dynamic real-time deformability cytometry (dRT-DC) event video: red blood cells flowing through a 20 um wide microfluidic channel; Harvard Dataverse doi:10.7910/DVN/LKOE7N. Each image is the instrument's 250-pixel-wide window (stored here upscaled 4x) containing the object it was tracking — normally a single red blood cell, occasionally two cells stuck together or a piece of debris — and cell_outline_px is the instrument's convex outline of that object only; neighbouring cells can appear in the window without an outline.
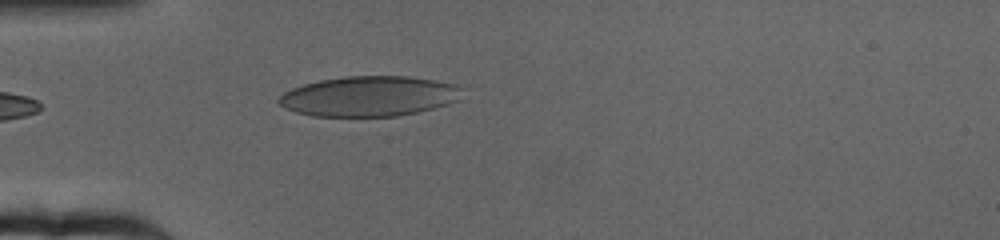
{"species": "human", "species_latin": "Homo sapiens", "temperature_condition": "cold", "stored_images_in_passage": 42, "camera_frame_rate_fps": 3000, "um_per_image_px": 0.085, "donor": {"sex": "female"}, "frame": {"image": 1, "passage_image": 2, "time_ms": 0.333, "image_size_px": [1000, 240], "cell_outline_px": [[464, 88], [460, 100], [448, 104], [416, 112], [396, 116], [312, 116], [296, 112], [284, 108], [276, 100], [284, 92], [292, 88], [304, 84], [320, 80], [344, 76], [408, 76], [456, 84]], "centroid_in_image_um": [31.39, 8.17], "position_along_channel_um": 53.6, "area_um2": 43.06}}
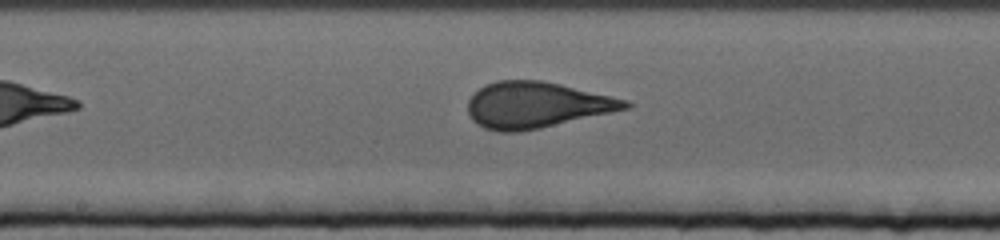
{"frame": {"image": 2, "passage_image": 17, "time_ms": 5.333, "image_size_px": [1000, 240], "cell_outline_px": [[632, 108], [540, 128], [520, 132], [496, 132], [484, 128], [476, 124], [472, 120], [468, 112], [468, 100], [484, 84], [496, 80], [540, 80], [560, 84], [628, 100], [632, 104]], "centroid_in_image_um": [45.59, 8.93], "position_along_channel_um": 202.6, "area_um2": 42.37}}
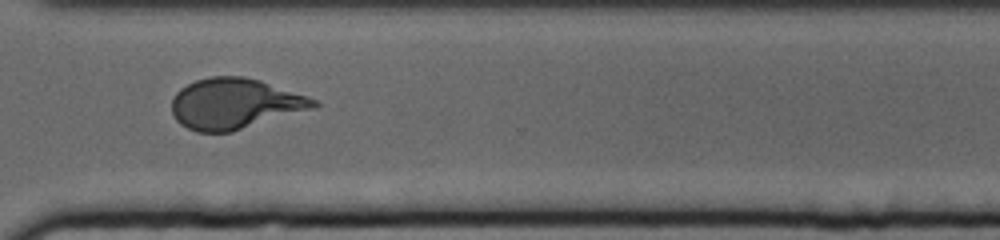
{"frame": {"image": 3, "passage_image": 31, "time_ms": 10.0, "image_size_px": [1000, 240], "cell_outline_px": [[320, 104], [316, 108], [232, 132], [196, 132], [180, 124], [176, 120], [172, 112], [172, 100], [176, 92], [180, 88], [196, 80], [212, 76], [244, 76], [260, 80], [308, 96], [316, 100]], "centroid_in_image_um": [19.97, 8.82], "position_along_channel_um": 350.6, "area_um2": 42.08}, "authors_computed_cell_mechanics": {"area_um2": 41.4137, "velocity_mm_per_s": 3.1756, "shape_relaxation_time_tau1_ms": 7.8256, "shape_relaxation_time_tau2_ms": null, "deformation_change_tau1": 0.2045, "deformation_change_tau2": null}}